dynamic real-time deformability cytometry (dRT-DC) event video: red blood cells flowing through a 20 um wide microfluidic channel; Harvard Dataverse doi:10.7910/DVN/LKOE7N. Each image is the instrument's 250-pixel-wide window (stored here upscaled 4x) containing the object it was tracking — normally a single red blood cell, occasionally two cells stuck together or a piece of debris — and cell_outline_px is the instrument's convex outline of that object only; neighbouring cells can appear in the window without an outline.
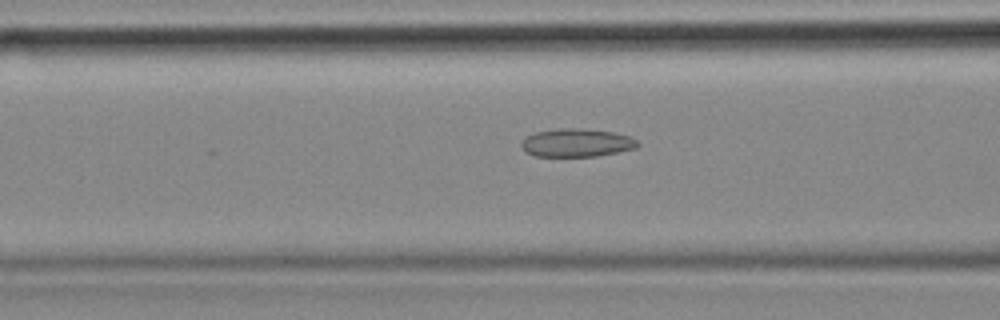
{"species": "common noctule bat (a hibernating species)", "species_latin": "Nyctalus noctula", "temperature_condition": "cold", "stored_images_in_passage": 49, "camera_frame_rate_fps": 3000, "um_per_image_px": 0.085, "animal": {"sex": "female", "body_mass_g": 18.4}, "frame": {"image": 1, "passage_image": 15, "time_ms": 4.667, "image_size_px": [1000, 320], "cell_outline_px": [[640, 144], [636, 148], [596, 156], [536, 156], [524, 152], [520, 148], [520, 144], [528, 136], [536, 132], [560, 128], [584, 128], [612, 132], [632, 136]], "centroid_in_image_um": [49.01, 12.13], "position_along_channel_um": 117.6, "area_um2": 19.13}}
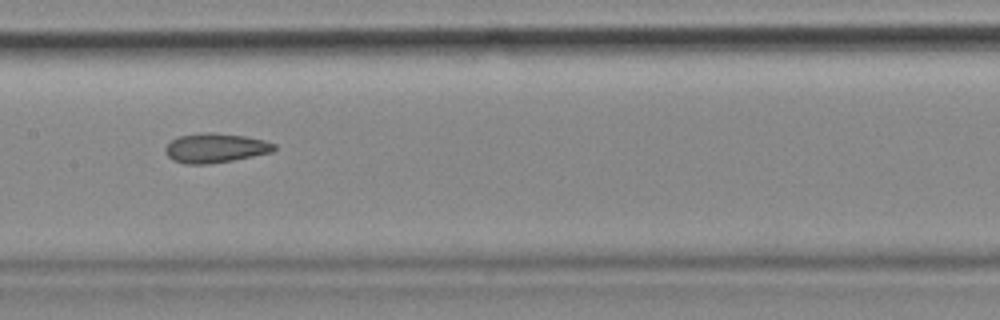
{"frame": {"image": 2, "passage_image": 21, "time_ms": 6.667, "image_size_px": [1000, 320], "cell_outline_px": [[276, 148], [272, 152], [232, 160], [208, 164], [184, 164], [172, 160], [164, 152], [164, 148], [172, 140], [180, 136], [204, 132], [212, 132], [244, 136], [264, 140], [276, 144]], "centroid_in_image_um": [18.29, 12.58], "position_along_channel_um": 189.1, "area_um2": 18.61}}
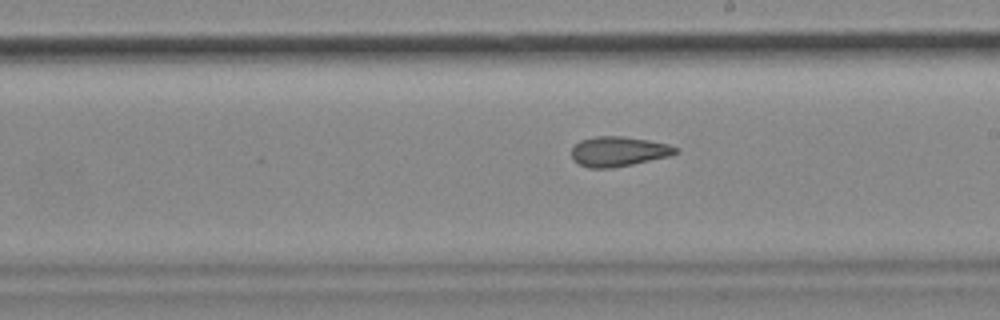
{"frame": {"image": 3, "passage_image": 25, "time_ms": 8.0, "image_size_px": [1000, 320], "cell_outline_px": [[680, 152], [672, 156], [612, 168], [588, 168], [572, 160], [572, 148], [580, 140], [596, 136], [624, 136], [648, 140], [668, 144], [680, 148]], "centroid_in_image_um": [52.61, 12.87], "position_along_channel_um": 236.4, "area_um2": 18.32}, "authors_computed_cell_mechanics": {"area_um2": 18.8428, "velocity_mm_per_s": 3.5746, "shape_relaxation_time_tau1_ms": null, "shape_relaxation_time_tau2_ms": 4.6728, "deformation_change_tau1": null, "deformation_change_tau2": 0.1197}}